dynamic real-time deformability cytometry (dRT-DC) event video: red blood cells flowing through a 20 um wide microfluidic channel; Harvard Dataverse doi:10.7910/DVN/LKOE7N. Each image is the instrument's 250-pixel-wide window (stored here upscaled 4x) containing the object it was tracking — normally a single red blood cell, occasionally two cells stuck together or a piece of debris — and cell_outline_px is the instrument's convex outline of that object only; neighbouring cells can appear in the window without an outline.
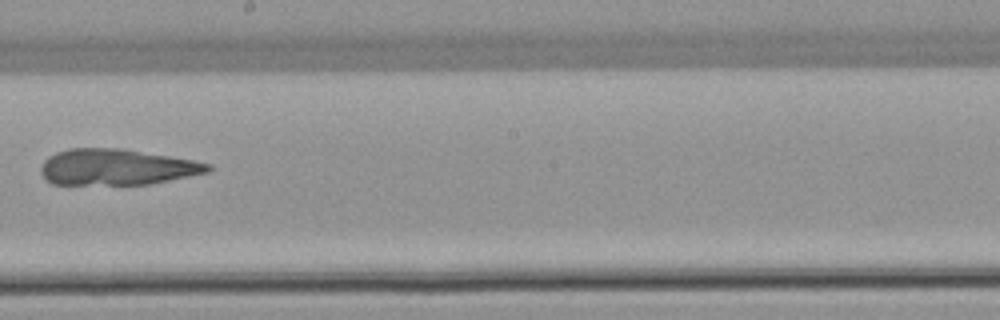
{"species": "common noctule bat (a hibernating species)", "species_latin": "Nyctalus noctula", "temperature_condition": "warm", "stored_images_in_passage": 9, "camera_frame_rate_fps": 3000, "um_per_image_px": 0.085, "animal": {"sex": "female", "body_mass_g": 22.7, "forearm_length_mm": 54.2}, "frame": {"image": 1, "passage_image": 9, "time_ms": 10.667, "image_size_px": [1000, 320], "cell_outline_px": [[212, 168], [208, 172], [152, 184], [52, 184], [40, 172], [40, 168], [44, 160], [48, 156], [56, 152], [68, 148], [124, 148], [192, 160], [212, 164]], "centroid_in_image_um": [9.92, 14.19], "position_along_channel_um": 238.3, "area_um2": 35.14}}